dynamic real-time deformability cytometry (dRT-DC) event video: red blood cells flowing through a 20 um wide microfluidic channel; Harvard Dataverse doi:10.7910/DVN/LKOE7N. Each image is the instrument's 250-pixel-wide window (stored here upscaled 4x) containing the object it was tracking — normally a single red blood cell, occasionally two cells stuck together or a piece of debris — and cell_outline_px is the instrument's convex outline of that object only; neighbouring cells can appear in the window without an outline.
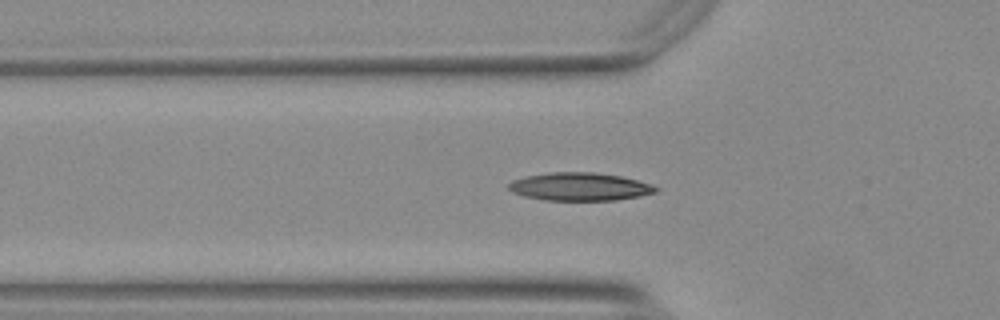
{"species": "Egyptian fruit bat (a non-hibernating species)", "species_latin": "Rousettus aegyptiacus", "temperature_condition": "warm", "stored_images_in_passage": 41, "camera_frame_rate_fps": 3000, "um_per_image_px": 0.085, "animal": {"sex": "female"}, "frame": {"image": 1, "passage_image": 11, "time_ms": 3.333, "image_size_px": [1000, 320], "cell_outline_px": [[660, 188], [656, 192], [640, 196], [616, 200], [544, 200], [524, 196], [512, 192], [508, 188], [508, 184], [512, 180], [524, 176], [548, 172], [596, 172], [620, 176], [636, 180]], "centroid_in_image_um": [49.24, 15.86], "position_along_channel_um": 76.6, "area_um2": 24.04}}
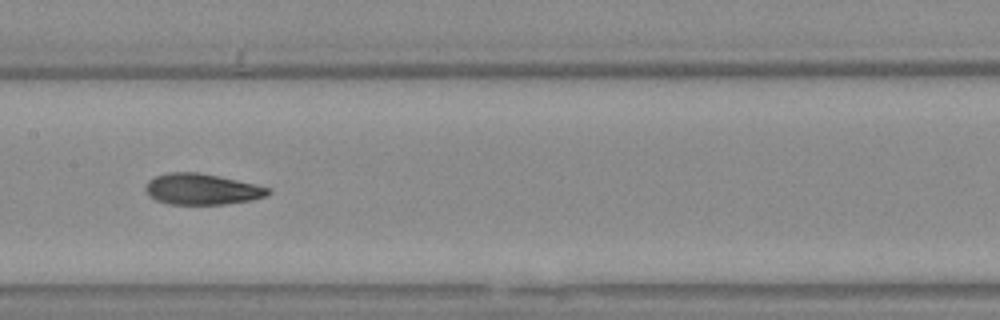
{"frame": {"image": 2, "passage_image": 20, "time_ms": 6.333, "image_size_px": [1000, 320], "cell_outline_px": [[272, 192], [268, 196], [252, 200], [224, 204], [172, 204], [156, 200], [148, 196], [148, 180], [156, 176], [168, 172], [196, 172], [220, 176], [256, 184], [272, 188]], "centroid_in_image_um": [17.24, 16.08], "position_along_channel_um": 190.2, "area_um2": 22.14}}
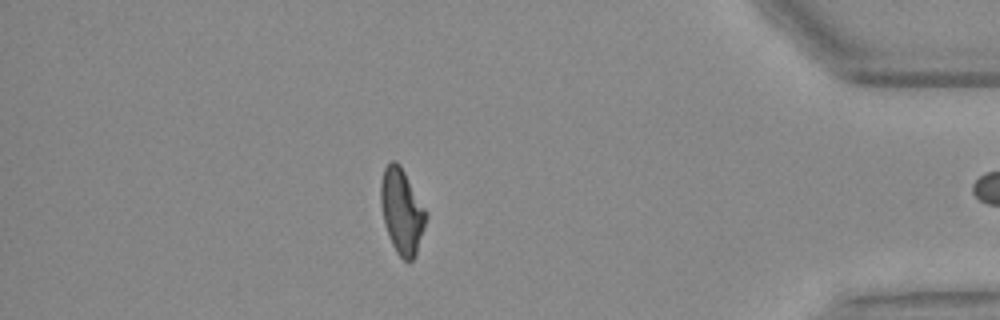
{"frame": {"image": 3, "passage_image": 40, "time_ms": 13.0, "image_size_px": [1000, 320], "cell_outline_px": [[428, 216], [416, 256], [412, 260], [404, 260], [396, 252], [392, 244], [384, 220], [380, 204], [380, 184], [384, 168], [392, 160], [396, 160], [400, 164], [428, 212]], "centroid_in_image_um": [34.17, 17.93], "position_along_channel_um": 401.0, "area_um2": 22.54}}